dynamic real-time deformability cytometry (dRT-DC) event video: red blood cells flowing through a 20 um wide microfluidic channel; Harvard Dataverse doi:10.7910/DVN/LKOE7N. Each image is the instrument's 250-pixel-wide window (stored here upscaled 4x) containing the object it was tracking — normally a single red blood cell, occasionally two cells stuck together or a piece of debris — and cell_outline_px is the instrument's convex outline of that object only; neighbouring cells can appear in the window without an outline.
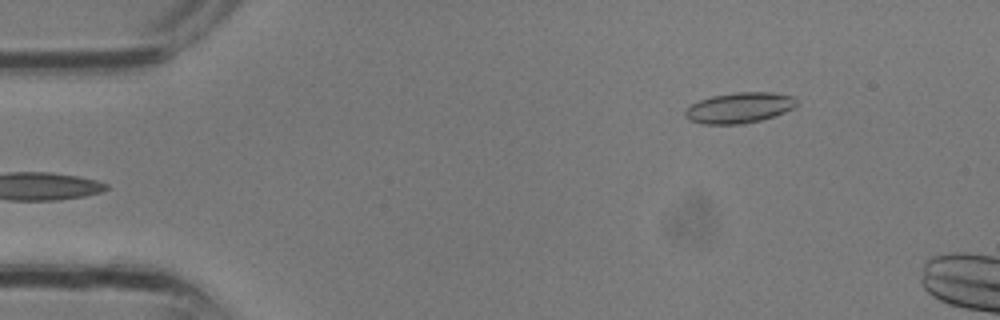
{"species": "common noctule bat (a hibernating species)", "species_latin": "Nyctalus noctula", "temperature_condition": "room temperature", "stored_images_in_passage": 27, "camera_frame_rate_fps": 3000, "um_per_image_px": 0.085, "animal": {"sex": "male", "body_mass_g": 13.3}, "frame": {"image": 1, "passage_image": 1, "time_ms": 0.0, "image_size_px": [1000, 320], "cell_outline_px": [[796, 104], [792, 108], [784, 112], [760, 120], [744, 124], [704, 124], [688, 120], [684, 116], [684, 112], [692, 104], [700, 100], [712, 96], [736, 92], [772, 92], [792, 96], [796, 100]], "centroid_in_image_um": [62.81, 9.16], "position_along_channel_um": 22.2, "area_um2": 19.71}}
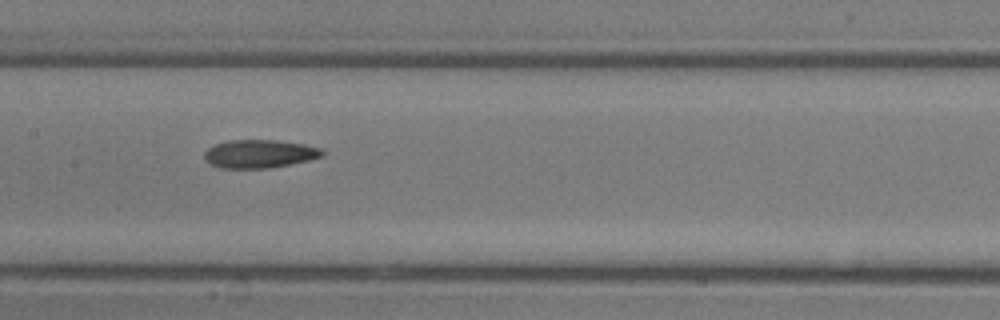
{"frame": {"image": 2, "passage_image": 12, "time_ms": 3.667, "image_size_px": [1000, 320], "cell_outline_px": [[324, 156], [308, 160], [268, 168], [220, 168], [212, 164], [204, 156], [204, 152], [208, 148], [216, 144], [228, 140], [276, 140], [304, 144], [320, 148], [324, 152]], "centroid_in_image_um": [22.06, 13.07], "position_along_channel_um": 185.3, "area_um2": 19.19}}
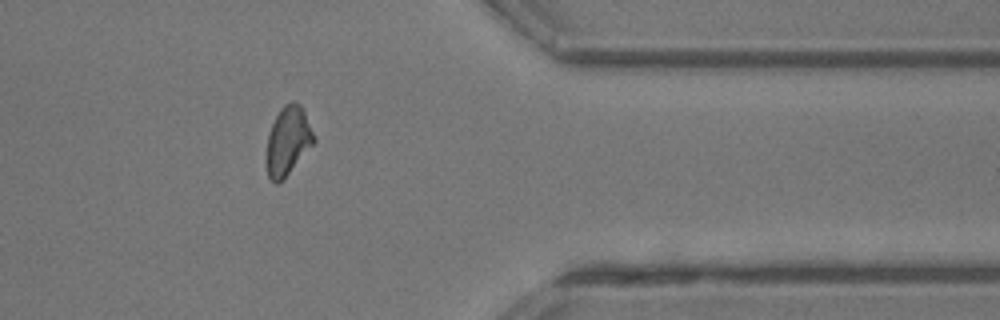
{"frame": {"image": 3, "passage_image": 22, "time_ms": 7.0, "image_size_px": [1000, 320], "cell_outline_px": [[316, 140], [284, 180], [276, 184], [268, 176], [268, 132], [280, 108], [284, 104], [300, 104], [304, 112]], "centroid_in_image_um": [24.48, 12.0], "position_along_channel_um": 386.9, "area_um2": 18.38}}